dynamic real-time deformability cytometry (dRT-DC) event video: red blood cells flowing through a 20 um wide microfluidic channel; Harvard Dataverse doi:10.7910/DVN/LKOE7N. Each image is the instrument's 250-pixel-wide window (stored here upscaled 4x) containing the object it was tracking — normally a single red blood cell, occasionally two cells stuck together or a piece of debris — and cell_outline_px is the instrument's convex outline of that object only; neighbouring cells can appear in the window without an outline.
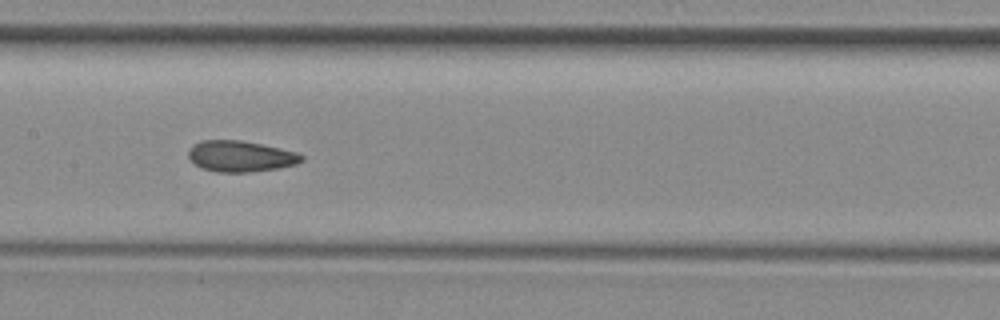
{"species": "common noctule bat (a hibernating species)", "species_latin": "Nyctalus noctula", "temperature_condition": "room temperature", "stored_images_in_passage": 29, "camera_frame_rate_fps": 3000, "um_per_image_px": 0.085, "animal": {"sex": "female", "body_mass_g": 29.2, "forearm_length_mm": 56.3}, "frame": {"image": 1, "passage_image": 20, "time_ms": 6.333, "image_size_px": [1000, 320], "cell_outline_px": [[304, 160], [296, 164], [280, 168], [248, 172], [216, 172], [204, 168], [196, 164], [188, 156], [188, 148], [192, 144], [200, 140], [240, 140], [280, 148], [296, 152], [304, 156]], "centroid_in_image_um": [20.44, 13.27], "position_along_channel_um": 187.0, "area_um2": 20.46}}
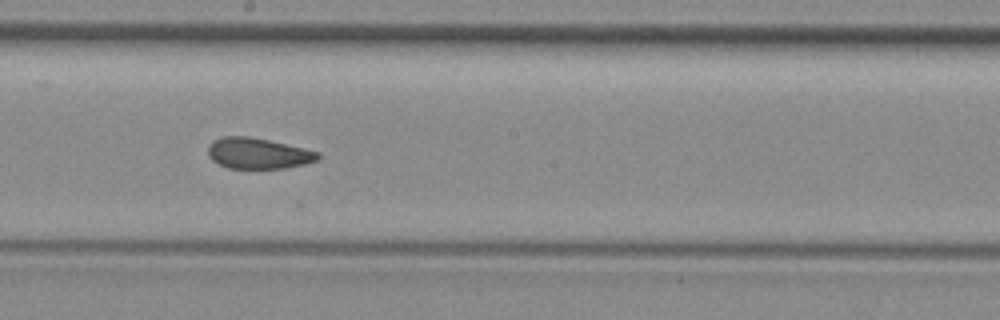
{"frame": {"image": 2, "passage_image": 23, "time_ms": 7.333, "image_size_px": [1000, 320], "cell_outline_px": [[320, 156], [316, 160], [304, 164], [284, 168], [228, 168], [212, 160], [208, 156], [208, 144], [212, 140], [224, 136], [248, 136], [268, 140], [320, 152]], "centroid_in_image_um": [21.89, 13.03], "position_along_channel_um": 226.3, "area_um2": 19.65}}
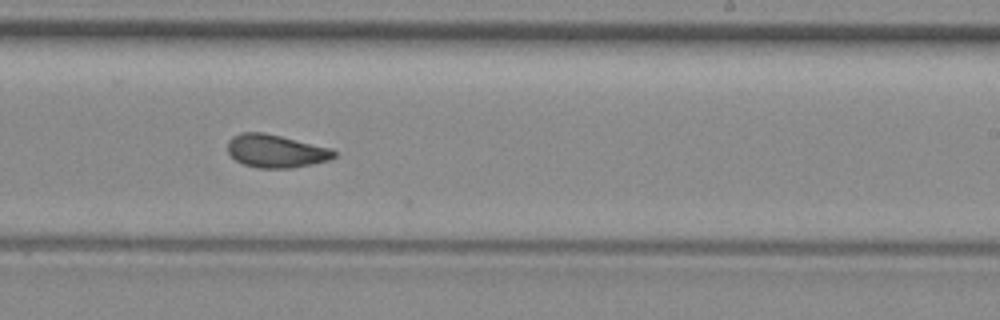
{"frame": {"image": 3, "passage_image": 26, "time_ms": 8.333, "image_size_px": [1000, 320], "cell_outline_px": [[336, 156], [328, 160], [312, 164], [292, 168], [256, 168], [244, 164], [236, 160], [228, 152], [228, 140], [232, 136], [240, 132], [264, 132], [332, 148], [336, 152]], "centroid_in_image_um": [23.44, 12.83], "position_along_channel_um": 265.6, "area_um2": 20.58}}